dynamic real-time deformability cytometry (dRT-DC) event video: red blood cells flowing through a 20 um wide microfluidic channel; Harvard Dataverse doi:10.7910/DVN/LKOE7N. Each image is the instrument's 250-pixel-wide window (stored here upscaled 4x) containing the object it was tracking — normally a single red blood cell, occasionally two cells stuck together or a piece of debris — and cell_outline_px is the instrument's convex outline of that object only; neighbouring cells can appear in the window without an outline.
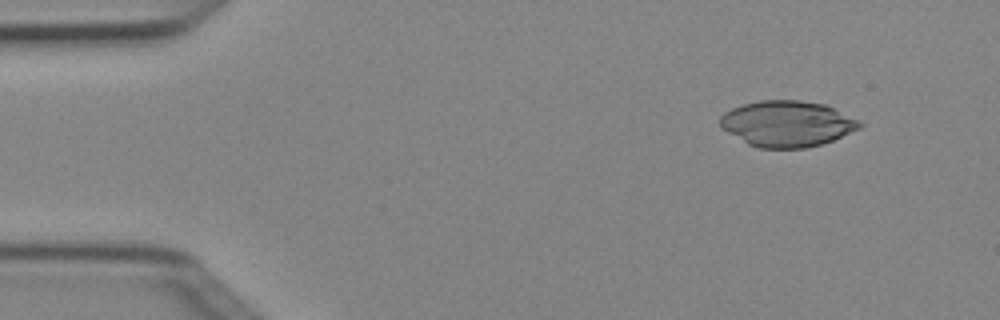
{"species": "Egyptian fruit bat (a non-hibernating species)", "species_latin": "Rousettus aegyptiacus", "temperature_condition": "cold", "stored_images_in_passage": 4, "camera_frame_rate_fps": 3000, "um_per_image_px": 0.085, "animal": {"sex": "female"}, "frame": {"image": 1, "passage_image": 2, "time_ms": 0.333, "image_size_px": [1000, 320], "cell_outline_px": [[864, 124], [860, 128], [832, 140], [820, 144], [804, 148], [760, 148], [748, 144], [720, 128], [720, 116], [724, 112], [732, 108], [744, 104], [760, 100], [800, 100], [824, 104], [860, 120]], "centroid_in_image_um": [66.89, 10.51], "position_along_channel_um": 18.1, "area_um2": 37.28}}